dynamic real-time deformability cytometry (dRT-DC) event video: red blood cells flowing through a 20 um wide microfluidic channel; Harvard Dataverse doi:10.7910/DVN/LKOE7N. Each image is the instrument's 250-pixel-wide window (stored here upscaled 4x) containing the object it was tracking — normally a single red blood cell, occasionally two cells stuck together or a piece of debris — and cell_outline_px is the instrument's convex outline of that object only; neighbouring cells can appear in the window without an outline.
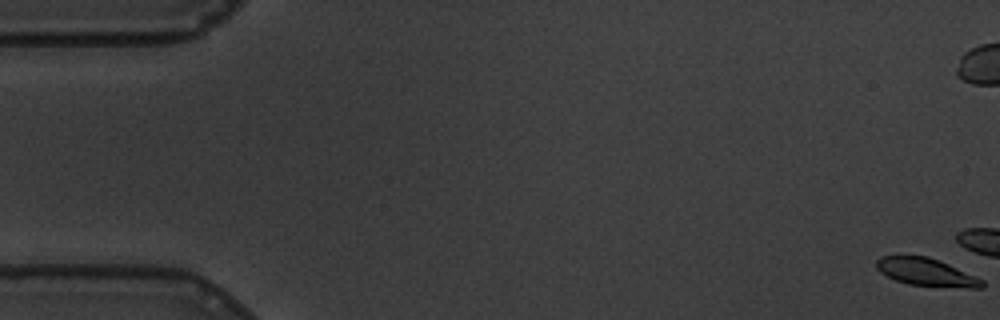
{"species": "common noctule bat (a hibernating species)", "species_latin": "Nyctalus noctula", "temperature_condition": "warm", "stored_images_in_passage": 12, "camera_frame_rate_fps": 3000, "um_per_image_px": 0.085, "animal": {"sex": "male", "body_mass_g": 19.5, "forearm_length_mm": 54.6}, "frame": {"image": 1, "passage_image": 1, "time_ms": 0.0, "image_size_px": [1000, 320], "cell_outline_px": [[984, 288], [968, 288], [908, 284], [896, 280], [880, 272], [876, 268], [876, 260], [880, 256], [928, 256], [948, 264], [984, 280]], "centroid_in_image_um": [78.73, 23.13], "position_along_channel_um": 6.3, "area_um2": 16.88}}